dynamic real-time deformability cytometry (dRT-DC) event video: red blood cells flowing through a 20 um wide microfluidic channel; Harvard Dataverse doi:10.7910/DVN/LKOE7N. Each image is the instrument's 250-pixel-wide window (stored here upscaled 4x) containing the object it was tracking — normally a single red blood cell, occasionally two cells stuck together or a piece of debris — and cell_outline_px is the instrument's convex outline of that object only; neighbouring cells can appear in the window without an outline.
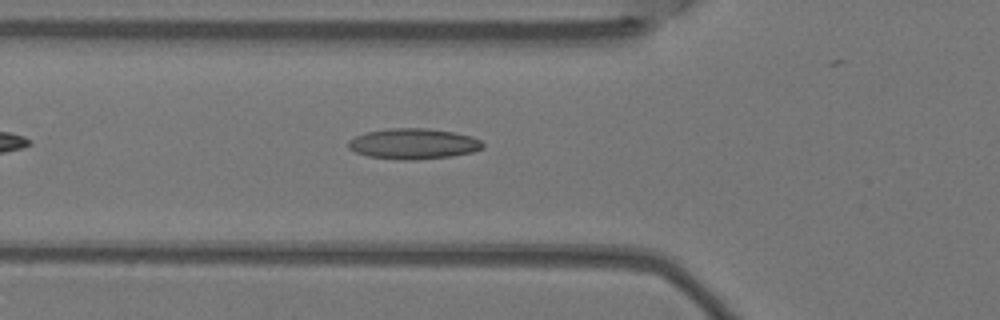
{"species": "Egyptian fruit bat (a non-hibernating species)", "species_latin": "Rousettus aegyptiacus", "temperature_condition": "warm", "stored_images_in_passage": 6, "camera_frame_rate_fps": 3000, "um_per_image_px": 0.085, "animal": {"sex": "female"}, "frame": {"image": 1, "passage_image": 6, "time_ms": 1.667, "image_size_px": [1000, 320], "cell_outline_px": [[484, 148], [472, 152], [452, 156], [416, 160], [400, 160], [368, 156], [356, 152], [348, 148], [348, 140], [364, 132], [388, 128], [424, 128], [452, 132], [472, 136], [480, 140], [484, 144]], "centroid_in_image_um": [35.13, 12.22], "position_along_channel_um": 90.7, "area_um2": 24.1}}